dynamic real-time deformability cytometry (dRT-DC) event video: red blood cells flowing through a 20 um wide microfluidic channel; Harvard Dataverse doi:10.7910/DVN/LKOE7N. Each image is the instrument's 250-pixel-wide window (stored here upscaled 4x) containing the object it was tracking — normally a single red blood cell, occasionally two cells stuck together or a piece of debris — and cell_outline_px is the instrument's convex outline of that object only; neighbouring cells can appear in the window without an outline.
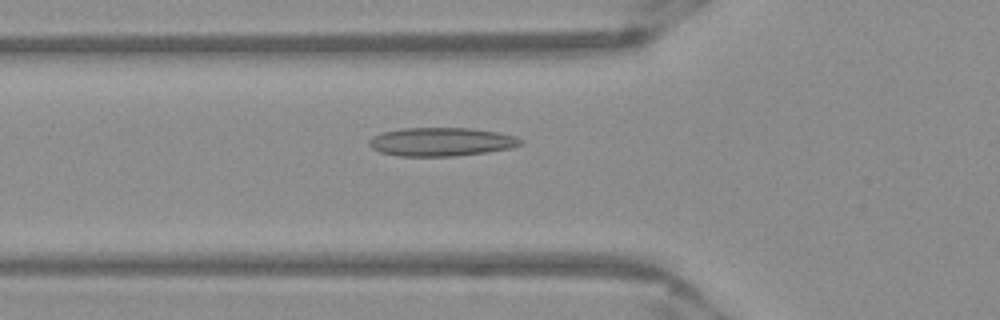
{"species": "Egyptian fruit bat (a non-hibernating species)", "species_latin": "Rousettus aegyptiacus", "temperature_condition": "warm", "stored_images_in_passage": 51, "camera_frame_rate_fps": 3000, "um_per_image_px": 0.085, "frame": {"image": 1, "passage_image": 18, "time_ms": 5.667, "image_size_px": [1000, 320], "cell_outline_px": [[524, 144], [512, 148], [488, 152], [456, 156], [400, 156], [380, 152], [372, 148], [368, 144], [368, 140], [372, 136], [384, 132], [400, 128], [472, 128], [496, 132], [516, 136], [524, 140]], "centroid_in_image_um": [37.54, 12.05], "position_along_channel_um": 88.3, "area_um2": 25.43}}
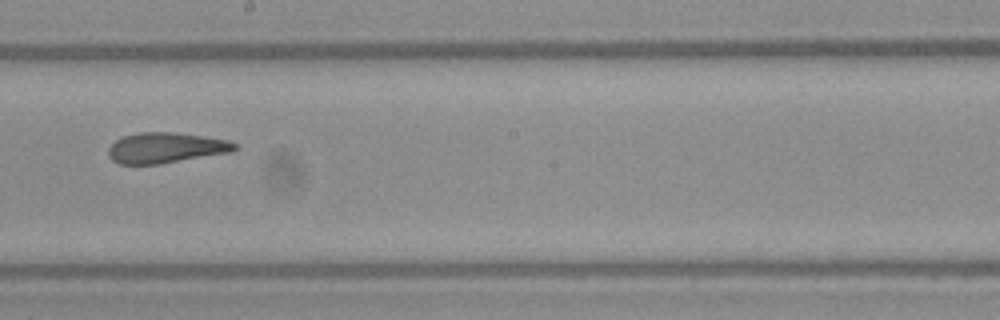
{"frame": {"image": 2, "passage_image": 29, "time_ms": 9.333, "image_size_px": [1000, 320], "cell_outline_px": [[240, 148], [232, 152], [156, 164], [120, 164], [112, 160], [108, 156], [108, 148], [116, 140], [124, 136], [140, 132], [176, 132], [204, 136], [228, 140], [236, 144]], "centroid_in_image_um": [14.11, 12.55], "position_along_channel_um": 234.1, "area_um2": 22.43}}
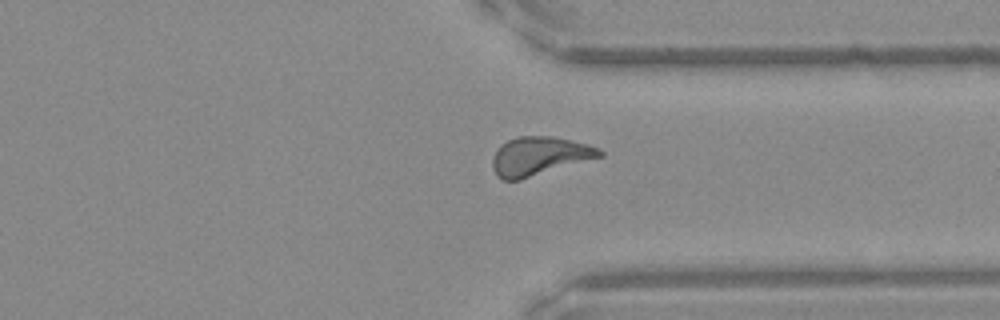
{"frame": {"image": 3, "passage_image": 39, "time_ms": 12.667, "image_size_px": [1000, 320], "cell_outline_px": [[604, 156], [520, 180], [504, 180], [496, 176], [492, 168], [492, 160], [500, 144], [516, 136], [552, 136], [588, 144], [600, 148], [604, 152]], "centroid_in_image_um": [45.85, 13.27], "position_along_channel_um": 365.5, "area_um2": 24.28}, "authors_computed_cell_mechanics": {"area_um2": 23.698, "velocity_mm_per_s": 3.9546, "shape_relaxation_time_tau1_ms": null, "shape_relaxation_time_tau2_ms": 3.1304, "deformation_change_tau1": null, "deformation_change_tau2": 0.0803}}